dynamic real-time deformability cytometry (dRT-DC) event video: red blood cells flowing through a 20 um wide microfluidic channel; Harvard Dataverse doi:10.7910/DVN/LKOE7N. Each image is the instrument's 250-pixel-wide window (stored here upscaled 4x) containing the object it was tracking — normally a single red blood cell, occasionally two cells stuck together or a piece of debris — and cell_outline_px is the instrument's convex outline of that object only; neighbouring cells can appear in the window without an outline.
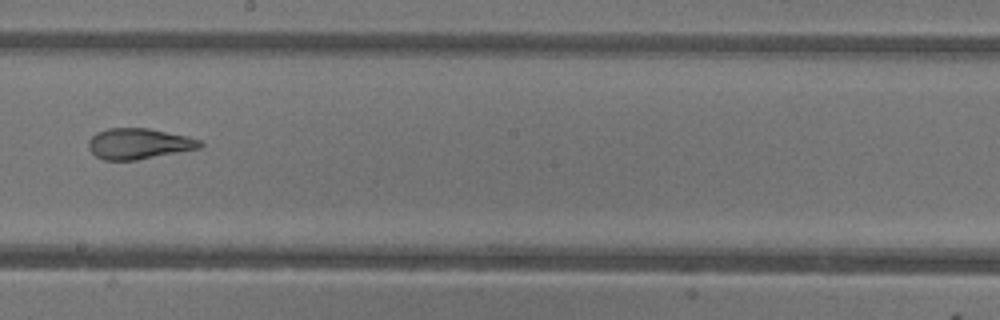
{"species": "common noctule bat (a hibernating species)", "species_latin": "Nyctalus noctula", "temperature_condition": "warm", "stored_images_in_passage": 8, "camera_frame_rate_fps": 3000, "um_per_image_px": 0.085, "animal": {"sex": "female"}, "frame": {"image": 1, "passage_image": 7, "time_ms": 8.0, "image_size_px": [1000, 320], "cell_outline_px": [[204, 144], [200, 148], [136, 160], [104, 160], [96, 156], [88, 148], [88, 140], [96, 132], [108, 128], [148, 128], [188, 136], [200, 140]], "centroid_in_image_um": [11.78, 12.21], "position_along_channel_um": 236.4, "area_um2": 20.0}}
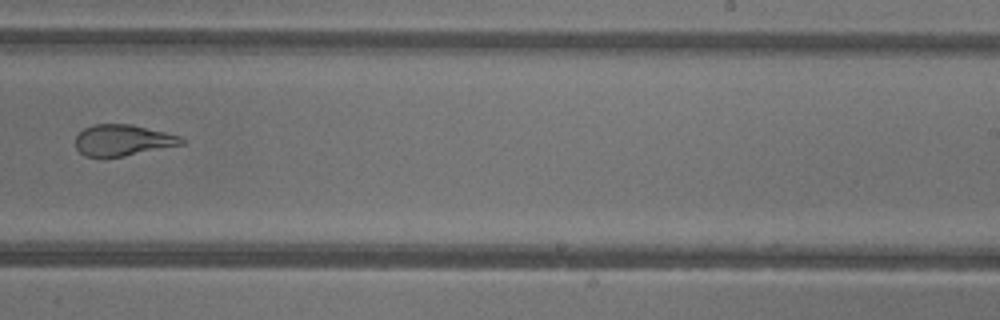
{"frame": {"image": 2, "passage_image": 8, "time_ms": 9.0, "image_size_px": [1000, 320], "cell_outline_px": [[184, 144], [124, 156], [84, 156], [76, 148], [76, 136], [84, 128], [96, 124], [132, 124], [180, 136], [184, 140]], "centroid_in_image_um": [10.43, 11.91], "position_along_channel_um": 278.6, "area_um2": 19.02}}